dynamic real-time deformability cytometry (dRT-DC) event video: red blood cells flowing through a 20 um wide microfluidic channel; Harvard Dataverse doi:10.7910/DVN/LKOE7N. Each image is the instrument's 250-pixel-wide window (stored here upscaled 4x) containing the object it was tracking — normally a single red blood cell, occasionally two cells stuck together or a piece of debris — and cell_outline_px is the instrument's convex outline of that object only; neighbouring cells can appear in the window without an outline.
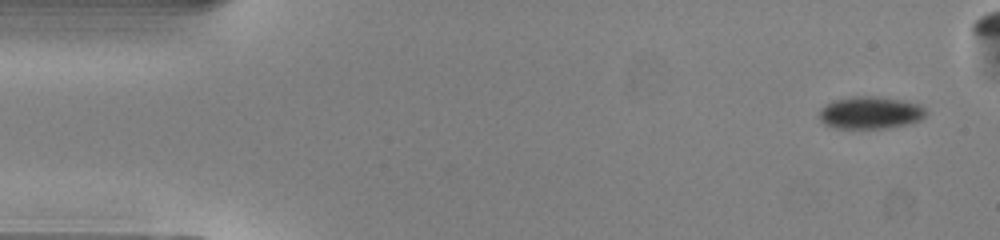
{"species": "common noctule bat (a hibernating species)", "species_latin": "Nyctalus noctula", "temperature_condition": "warm", "stored_images_in_passage": 42, "camera_frame_rate_fps": 3000, "um_per_image_px": 0.085, "animal": {"sex": "male", "body_mass_g": 13.0, "forearm_length_mm": 53.1}, "frame": {"image": 1, "passage_image": 1, "time_ms": 0.0, "image_size_px": [1000, 240], "cell_outline_px": [[928, 112], [920, 120], [908, 124], [884, 128], [836, 128], [824, 124], [816, 116], [820, 108], [824, 104], [832, 100], [852, 96], [876, 96], [904, 100], [920, 104]], "centroid_in_image_um": [73.93, 9.56], "position_along_channel_um": 11.1, "area_um2": 20.52}}
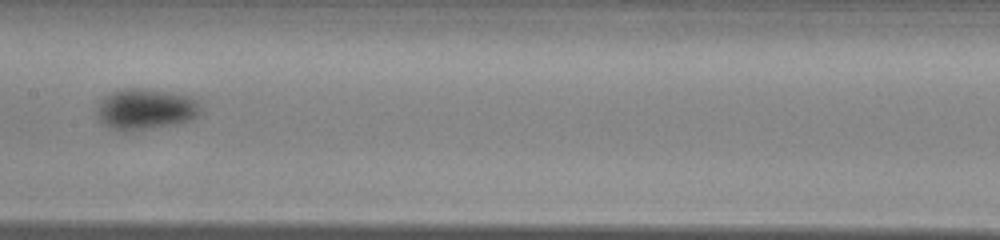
{"frame": {"image": 2, "passage_image": 23, "time_ms": 7.333, "image_size_px": [1000, 240], "cell_outline_px": [[204, 108], [192, 120], [176, 124], [124, 132], [120, 132], [108, 128], [100, 120], [96, 112], [100, 100], [104, 96], [112, 92], [124, 88], [140, 88], [168, 92], [192, 96], [204, 104]], "centroid_in_image_um": [12.41, 9.28], "position_along_channel_um": 195.0, "area_um2": 25.2}}
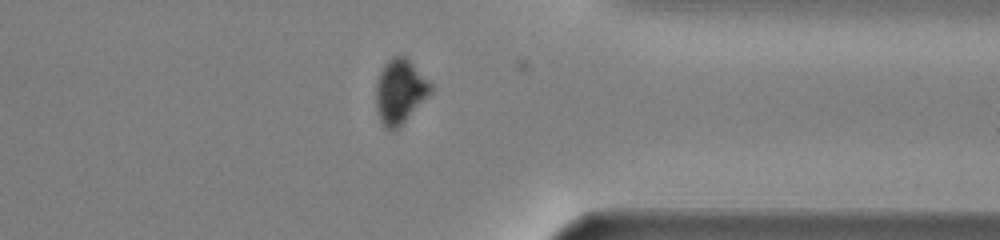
{"frame": {"image": 3, "passage_image": 37, "time_ms": 12.0, "image_size_px": [1000, 240], "cell_outline_px": [[432, 92], [400, 128], [396, 132], [392, 132], [384, 128], [380, 120], [376, 108], [376, 84], [380, 72], [384, 64], [392, 56], [404, 56], [432, 84]], "centroid_in_image_um": [33.98, 7.84], "position_along_channel_um": 377.4, "area_um2": 20.69}, "authors_computed_cell_mechanics": {"area_um2": 23.0333, "velocity_mm_per_s": 4.1038, "shape_relaxation_time_tau1_ms": 5.6595, "shape_relaxation_time_tau2_ms": null, "deformation_change_tau1": 0.0762, "deformation_change_tau2": null}}